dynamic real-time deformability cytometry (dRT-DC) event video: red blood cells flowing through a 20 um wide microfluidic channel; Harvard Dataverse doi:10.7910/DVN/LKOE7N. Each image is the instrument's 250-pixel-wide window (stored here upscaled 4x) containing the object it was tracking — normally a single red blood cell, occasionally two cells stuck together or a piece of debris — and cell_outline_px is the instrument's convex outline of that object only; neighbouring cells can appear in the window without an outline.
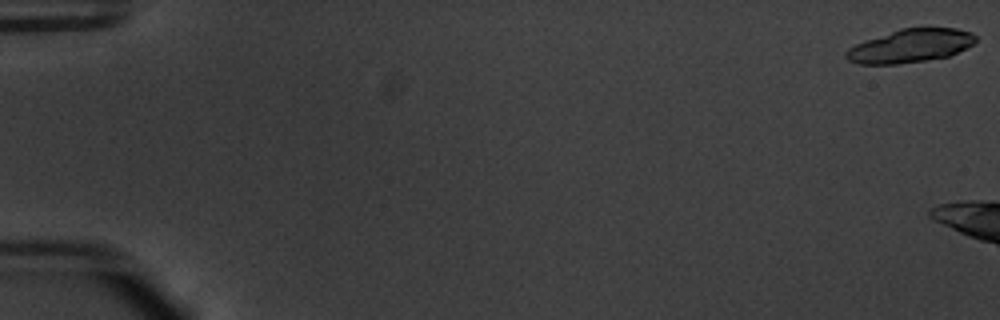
{"species": "common noctule bat (a hibernating species)", "species_latin": "Nyctalus noctula", "temperature_condition": "warm", "stored_images_in_passage": 8, "camera_frame_rate_fps": 3000, "um_per_image_px": 0.085, "animal": {"sex": "male", "body_mass_g": 20.1, "forearm_length_mm": 53.5}, "frame": {"image": 1, "passage_image": 1, "time_ms": 0.0, "image_size_px": [1000, 320], "cell_outline_px": [[976, 40], [972, 44], [948, 56], [924, 60], [896, 64], [860, 64], [848, 60], [844, 56], [844, 52], [848, 48], [864, 40], [900, 28], [956, 28], [972, 32], [976, 36]], "centroid_in_image_um": [77.33, 3.89], "position_along_channel_um": 7.7, "area_um2": 25.03}}